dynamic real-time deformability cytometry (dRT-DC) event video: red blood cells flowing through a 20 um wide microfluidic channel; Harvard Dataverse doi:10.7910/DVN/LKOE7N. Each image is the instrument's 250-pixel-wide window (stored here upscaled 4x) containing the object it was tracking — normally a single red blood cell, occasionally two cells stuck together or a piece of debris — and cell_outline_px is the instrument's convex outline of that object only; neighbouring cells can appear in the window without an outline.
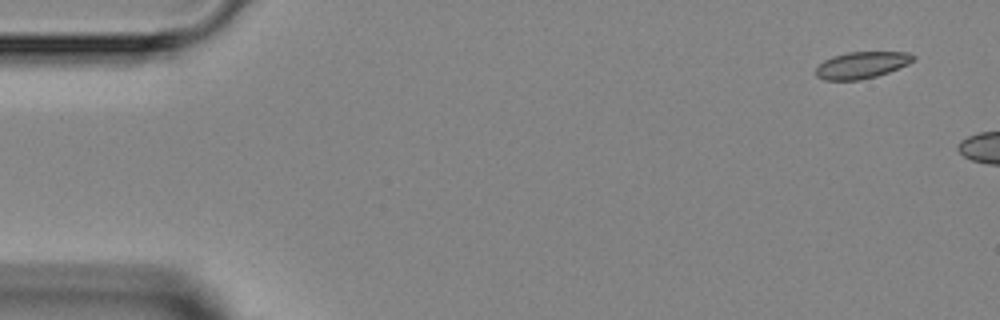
{"species": "Egyptian fruit bat (a non-hibernating species)", "species_latin": "Rousettus aegyptiacus", "temperature_condition": "room temperature", "stored_images_in_passage": 5, "camera_frame_rate_fps": 3000, "um_per_image_px": 0.085, "animal": {"sex": "female"}, "frame": {"image": 1, "passage_image": 1, "time_ms": 0.0, "image_size_px": [1000, 320], "cell_outline_px": [[916, 60], [908, 64], [888, 72], [876, 76], [860, 80], [824, 80], [816, 76], [816, 68], [824, 60], [832, 56], [848, 52], [908, 52], [916, 56]], "centroid_in_image_um": [73.26, 5.53], "position_along_channel_um": 11.7, "area_um2": 15.2}}
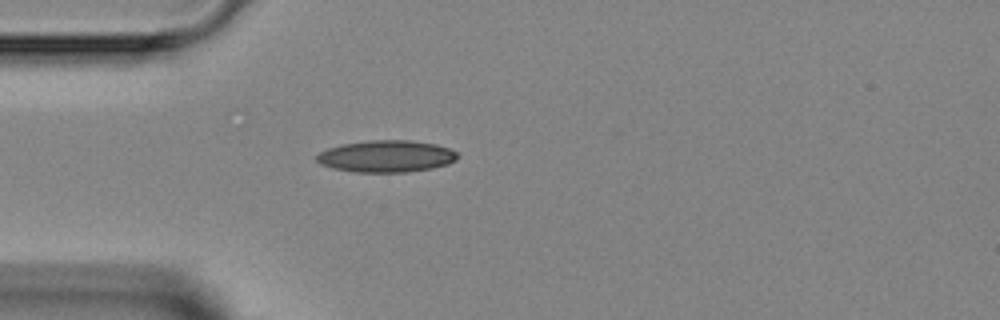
{"frame": {"image": 2, "passage_image": 5, "time_ms": 5.333, "image_size_px": [1000, 320], "cell_outline_px": [[460, 156], [456, 160], [448, 164], [432, 168], [408, 172], [352, 172], [332, 168], [320, 164], [316, 160], [316, 156], [320, 152], [328, 148], [344, 144], [368, 140], [412, 140], [436, 144], [448, 148], [456, 152]], "centroid_in_image_um": [32.85, 13.28], "position_along_channel_um": 52.2, "area_um2": 26.3}}